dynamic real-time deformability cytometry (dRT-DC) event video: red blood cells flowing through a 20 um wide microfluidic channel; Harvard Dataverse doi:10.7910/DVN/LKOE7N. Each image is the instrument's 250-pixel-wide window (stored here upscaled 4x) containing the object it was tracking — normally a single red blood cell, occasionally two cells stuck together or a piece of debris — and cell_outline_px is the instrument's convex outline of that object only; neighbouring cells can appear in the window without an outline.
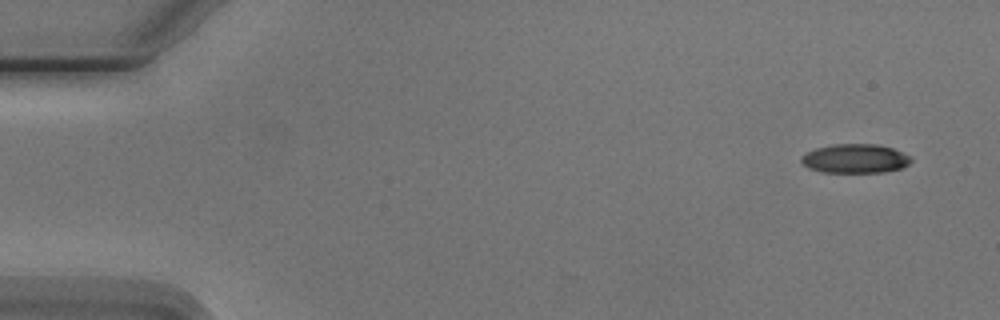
{"species": "Egyptian fruit bat (a non-hibernating species)", "species_latin": "Rousettus aegyptiacus", "temperature_condition": "cold", "stored_images_in_passage": 8, "camera_frame_rate_fps": 3000, "um_per_image_px": 0.085, "animal": {"sex": "male"}, "frame": {"image": 1, "passage_image": 1, "time_ms": 0.0, "image_size_px": [1000, 320], "cell_outline_px": [[912, 160], [908, 164], [900, 168], [884, 172], [824, 172], [808, 168], [800, 160], [800, 156], [804, 152], [816, 148], [832, 144], [880, 144], [892, 148], [912, 156]], "centroid_in_image_um": [72.67, 13.47], "position_along_channel_um": 12.3, "area_um2": 18.73}}
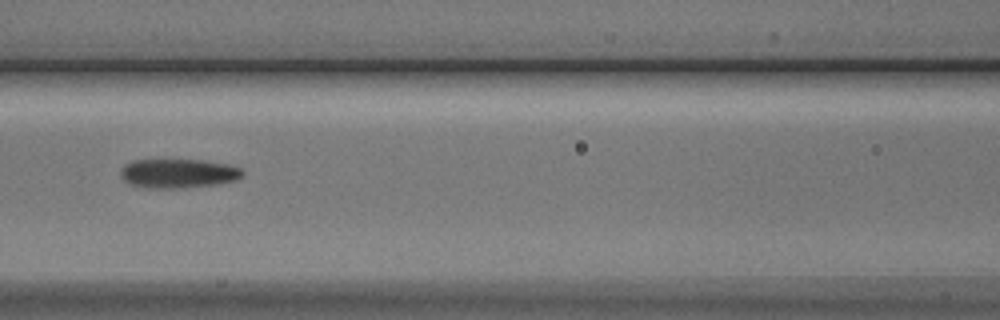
{"frame": {"image": 2, "passage_image": 7, "time_ms": 7.0, "image_size_px": [1000, 320], "cell_outline_px": [[244, 176], [236, 180], [216, 184], [184, 188], [148, 188], [132, 184], [124, 180], [120, 176], [120, 172], [124, 164], [132, 160], [204, 160], [228, 164], [240, 168], [244, 172]], "centroid_in_image_um": [15.17, 14.74], "position_along_channel_um": 151.4, "area_um2": 20.81}}
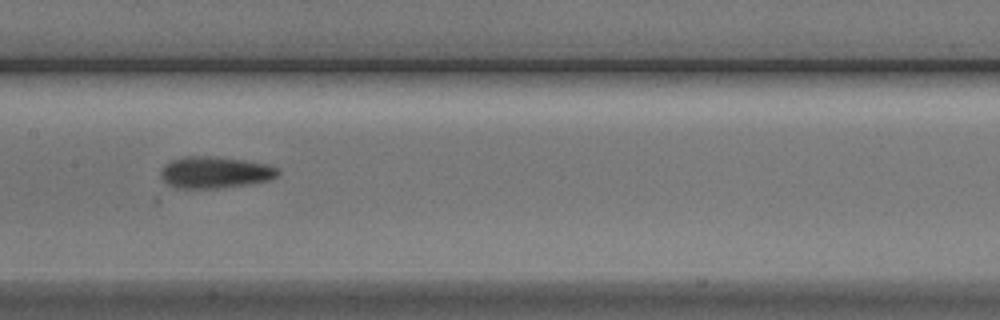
{"frame": {"image": 3, "passage_image": 8, "time_ms": 8.0, "image_size_px": [1000, 320], "cell_outline_px": [[280, 172], [272, 180], [252, 184], [220, 188], [176, 188], [168, 184], [160, 176], [160, 172], [164, 164], [172, 160], [184, 156], [216, 156], [244, 160], [268, 164], [280, 168]], "centroid_in_image_um": [18.31, 14.65], "position_along_channel_um": 189.1, "area_um2": 21.96}}